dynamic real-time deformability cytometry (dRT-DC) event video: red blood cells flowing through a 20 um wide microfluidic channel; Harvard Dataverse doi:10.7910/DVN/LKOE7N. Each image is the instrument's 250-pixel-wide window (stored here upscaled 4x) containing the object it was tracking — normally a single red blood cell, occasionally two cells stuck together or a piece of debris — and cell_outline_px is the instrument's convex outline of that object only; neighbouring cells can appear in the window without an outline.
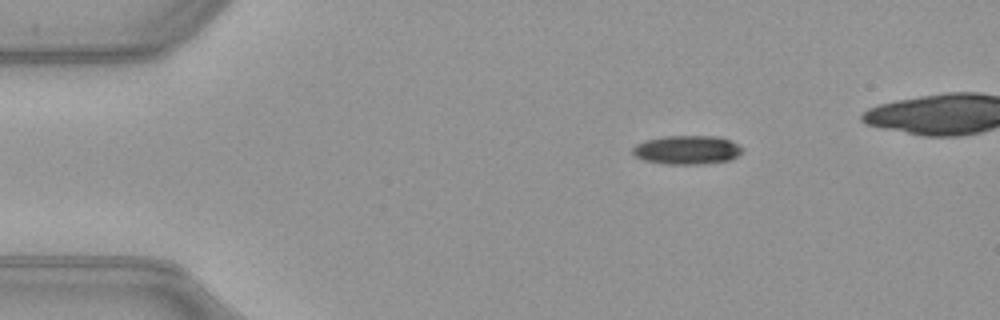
{"species": "common noctule bat (a hibernating species)", "species_latin": "Nyctalus noctula", "temperature_condition": "warm", "stored_images_in_passage": 39, "camera_frame_rate_fps": 3000, "um_per_image_px": 0.085, "animal": {"sex": "female", "body_mass_g": 21.9}, "frame": {"image": 1, "passage_image": 1, "time_ms": 0.0, "image_size_px": [1000, 320], "cell_outline_px": [[744, 148], [732, 160], [700, 164], [664, 164], [644, 160], [636, 156], [632, 152], [632, 148], [636, 144], [644, 140], [664, 136], [716, 136], [732, 140]], "centroid_in_image_um": [58.4, 12.73], "position_along_channel_um": 26.6, "area_um2": 18.55}}
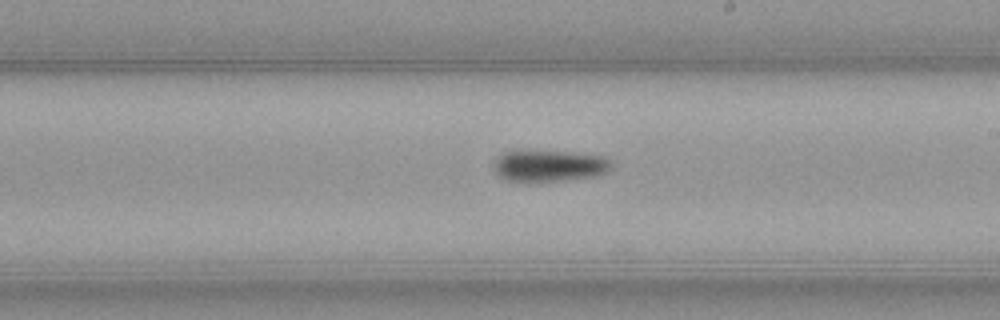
{"frame": {"image": 2, "passage_image": 22, "time_ms": 7.0, "image_size_px": [1000, 320], "cell_outline_px": [[612, 168], [608, 172], [596, 176], [564, 180], [508, 180], [500, 176], [492, 168], [492, 160], [504, 152], [516, 148], [568, 152], [604, 156], [612, 164]], "centroid_in_image_um": [46.63, 14.04], "position_along_channel_um": 242.4, "area_um2": 22.02}}
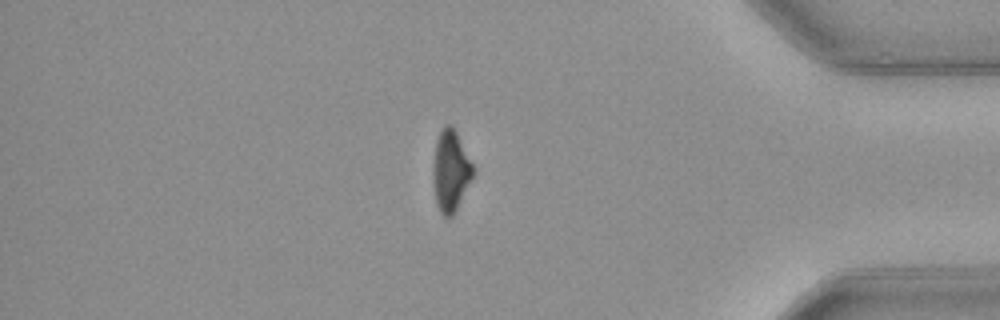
{"frame": {"image": 3, "passage_image": 36, "time_ms": 11.667, "image_size_px": [1000, 320], "cell_outline_px": [[476, 172], [452, 216], [444, 216], [440, 212], [436, 204], [432, 180], [432, 168], [436, 144], [440, 132], [444, 124], [452, 124], [476, 168]], "centroid_in_image_um": [38.32, 14.51], "position_along_channel_um": 396.9, "area_um2": 19.19}}